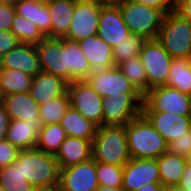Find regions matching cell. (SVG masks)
Here are the masks:
<instances>
[{"instance_id": "cell-1", "label": "cell", "mask_w": 191, "mask_h": 191, "mask_svg": "<svg viewBox=\"0 0 191 191\" xmlns=\"http://www.w3.org/2000/svg\"><path fill=\"white\" fill-rule=\"evenodd\" d=\"M16 161L21 164L23 177L39 191H53L59 185L60 167L54 154L26 149Z\"/></svg>"}, {"instance_id": "cell-2", "label": "cell", "mask_w": 191, "mask_h": 191, "mask_svg": "<svg viewBox=\"0 0 191 191\" xmlns=\"http://www.w3.org/2000/svg\"><path fill=\"white\" fill-rule=\"evenodd\" d=\"M131 158L157 159L168 151V144L141 113L125 125Z\"/></svg>"}, {"instance_id": "cell-3", "label": "cell", "mask_w": 191, "mask_h": 191, "mask_svg": "<svg viewBox=\"0 0 191 191\" xmlns=\"http://www.w3.org/2000/svg\"><path fill=\"white\" fill-rule=\"evenodd\" d=\"M92 159L95 162L124 166L131 159L125 126L97 127L92 141Z\"/></svg>"}, {"instance_id": "cell-4", "label": "cell", "mask_w": 191, "mask_h": 191, "mask_svg": "<svg viewBox=\"0 0 191 191\" xmlns=\"http://www.w3.org/2000/svg\"><path fill=\"white\" fill-rule=\"evenodd\" d=\"M156 40L172 58H189L191 23L175 10L168 12Z\"/></svg>"}, {"instance_id": "cell-5", "label": "cell", "mask_w": 191, "mask_h": 191, "mask_svg": "<svg viewBox=\"0 0 191 191\" xmlns=\"http://www.w3.org/2000/svg\"><path fill=\"white\" fill-rule=\"evenodd\" d=\"M124 23L130 34L156 39L161 28L164 14L155 8L130 0L119 7Z\"/></svg>"}, {"instance_id": "cell-6", "label": "cell", "mask_w": 191, "mask_h": 191, "mask_svg": "<svg viewBox=\"0 0 191 191\" xmlns=\"http://www.w3.org/2000/svg\"><path fill=\"white\" fill-rule=\"evenodd\" d=\"M141 112H170L191 116V95L168 85L153 87L143 96Z\"/></svg>"}, {"instance_id": "cell-7", "label": "cell", "mask_w": 191, "mask_h": 191, "mask_svg": "<svg viewBox=\"0 0 191 191\" xmlns=\"http://www.w3.org/2000/svg\"><path fill=\"white\" fill-rule=\"evenodd\" d=\"M143 96L140 93H122L102 98V125L125 126L141 114Z\"/></svg>"}, {"instance_id": "cell-8", "label": "cell", "mask_w": 191, "mask_h": 191, "mask_svg": "<svg viewBox=\"0 0 191 191\" xmlns=\"http://www.w3.org/2000/svg\"><path fill=\"white\" fill-rule=\"evenodd\" d=\"M147 76L148 91L153 87L167 85L172 57L156 40H147L139 54Z\"/></svg>"}, {"instance_id": "cell-9", "label": "cell", "mask_w": 191, "mask_h": 191, "mask_svg": "<svg viewBox=\"0 0 191 191\" xmlns=\"http://www.w3.org/2000/svg\"><path fill=\"white\" fill-rule=\"evenodd\" d=\"M70 107L77 110L97 127L102 126V96L86 80H77L67 85Z\"/></svg>"}, {"instance_id": "cell-10", "label": "cell", "mask_w": 191, "mask_h": 191, "mask_svg": "<svg viewBox=\"0 0 191 191\" xmlns=\"http://www.w3.org/2000/svg\"><path fill=\"white\" fill-rule=\"evenodd\" d=\"M102 6L98 0H77L68 34L64 38L79 41L97 34Z\"/></svg>"}, {"instance_id": "cell-11", "label": "cell", "mask_w": 191, "mask_h": 191, "mask_svg": "<svg viewBox=\"0 0 191 191\" xmlns=\"http://www.w3.org/2000/svg\"><path fill=\"white\" fill-rule=\"evenodd\" d=\"M58 186L67 191H96L99 186L96 162L91 158L77 165L60 168Z\"/></svg>"}, {"instance_id": "cell-12", "label": "cell", "mask_w": 191, "mask_h": 191, "mask_svg": "<svg viewBox=\"0 0 191 191\" xmlns=\"http://www.w3.org/2000/svg\"><path fill=\"white\" fill-rule=\"evenodd\" d=\"M89 85L102 97L139 93L117 66L93 71L86 79Z\"/></svg>"}, {"instance_id": "cell-13", "label": "cell", "mask_w": 191, "mask_h": 191, "mask_svg": "<svg viewBox=\"0 0 191 191\" xmlns=\"http://www.w3.org/2000/svg\"><path fill=\"white\" fill-rule=\"evenodd\" d=\"M43 72L62 78L66 82V52L64 37H45L36 44Z\"/></svg>"}, {"instance_id": "cell-14", "label": "cell", "mask_w": 191, "mask_h": 191, "mask_svg": "<svg viewBox=\"0 0 191 191\" xmlns=\"http://www.w3.org/2000/svg\"><path fill=\"white\" fill-rule=\"evenodd\" d=\"M150 183H160L157 159L131 158L123 166V184L125 191H136Z\"/></svg>"}, {"instance_id": "cell-15", "label": "cell", "mask_w": 191, "mask_h": 191, "mask_svg": "<svg viewBox=\"0 0 191 191\" xmlns=\"http://www.w3.org/2000/svg\"><path fill=\"white\" fill-rule=\"evenodd\" d=\"M165 139L167 144L191 129V116L168 112H141Z\"/></svg>"}, {"instance_id": "cell-16", "label": "cell", "mask_w": 191, "mask_h": 191, "mask_svg": "<svg viewBox=\"0 0 191 191\" xmlns=\"http://www.w3.org/2000/svg\"><path fill=\"white\" fill-rule=\"evenodd\" d=\"M129 35L130 31L123 21L119 7L102 6L97 36L114 48Z\"/></svg>"}, {"instance_id": "cell-17", "label": "cell", "mask_w": 191, "mask_h": 191, "mask_svg": "<svg viewBox=\"0 0 191 191\" xmlns=\"http://www.w3.org/2000/svg\"><path fill=\"white\" fill-rule=\"evenodd\" d=\"M1 68L16 69L30 76L41 70L36 44L20 43L0 59Z\"/></svg>"}, {"instance_id": "cell-18", "label": "cell", "mask_w": 191, "mask_h": 191, "mask_svg": "<svg viewBox=\"0 0 191 191\" xmlns=\"http://www.w3.org/2000/svg\"><path fill=\"white\" fill-rule=\"evenodd\" d=\"M2 105L5 107L11 120L42 122L40 107L29 92H19L3 96Z\"/></svg>"}, {"instance_id": "cell-19", "label": "cell", "mask_w": 191, "mask_h": 191, "mask_svg": "<svg viewBox=\"0 0 191 191\" xmlns=\"http://www.w3.org/2000/svg\"><path fill=\"white\" fill-rule=\"evenodd\" d=\"M67 85L68 83L62 78L40 71L33 77L29 93L40 106L62 96L67 91Z\"/></svg>"}, {"instance_id": "cell-20", "label": "cell", "mask_w": 191, "mask_h": 191, "mask_svg": "<svg viewBox=\"0 0 191 191\" xmlns=\"http://www.w3.org/2000/svg\"><path fill=\"white\" fill-rule=\"evenodd\" d=\"M78 44L92 71L114 66L113 48L106 44L97 34L79 40Z\"/></svg>"}, {"instance_id": "cell-21", "label": "cell", "mask_w": 191, "mask_h": 191, "mask_svg": "<svg viewBox=\"0 0 191 191\" xmlns=\"http://www.w3.org/2000/svg\"><path fill=\"white\" fill-rule=\"evenodd\" d=\"M59 167H69L83 163L92 158V142L81 138L67 136L55 154Z\"/></svg>"}, {"instance_id": "cell-22", "label": "cell", "mask_w": 191, "mask_h": 191, "mask_svg": "<svg viewBox=\"0 0 191 191\" xmlns=\"http://www.w3.org/2000/svg\"><path fill=\"white\" fill-rule=\"evenodd\" d=\"M42 122L11 120L7 129L6 140L20 150L36 148Z\"/></svg>"}, {"instance_id": "cell-23", "label": "cell", "mask_w": 191, "mask_h": 191, "mask_svg": "<svg viewBox=\"0 0 191 191\" xmlns=\"http://www.w3.org/2000/svg\"><path fill=\"white\" fill-rule=\"evenodd\" d=\"M66 52V82L86 80L93 72L78 41L64 38Z\"/></svg>"}, {"instance_id": "cell-24", "label": "cell", "mask_w": 191, "mask_h": 191, "mask_svg": "<svg viewBox=\"0 0 191 191\" xmlns=\"http://www.w3.org/2000/svg\"><path fill=\"white\" fill-rule=\"evenodd\" d=\"M77 0H51L47 8L51 17V37L63 38L68 34Z\"/></svg>"}, {"instance_id": "cell-25", "label": "cell", "mask_w": 191, "mask_h": 191, "mask_svg": "<svg viewBox=\"0 0 191 191\" xmlns=\"http://www.w3.org/2000/svg\"><path fill=\"white\" fill-rule=\"evenodd\" d=\"M157 163L160 183L164 189L176 188L186 167V158L166 151L157 158Z\"/></svg>"}, {"instance_id": "cell-26", "label": "cell", "mask_w": 191, "mask_h": 191, "mask_svg": "<svg viewBox=\"0 0 191 191\" xmlns=\"http://www.w3.org/2000/svg\"><path fill=\"white\" fill-rule=\"evenodd\" d=\"M15 13L35 23L45 37H51V17L47 5L33 0H18L14 4Z\"/></svg>"}, {"instance_id": "cell-27", "label": "cell", "mask_w": 191, "mask_h": 191, "mask_svg": "<svg viewBox=\"0 0 191 191\" xmlns=\"http://www.w3.org/2000/svg\"><path fill=\"white\" fill-rule=\"evenodd\" d=\"M59 124L64 128L67 136L92 142L96 135L97 126L72 107L67 110Z\"/></svg>"}, {"instance_id": "cell-28", "label": "cell", "mask_w": 191, "mask_h": 191, "mask_svg": "<svg viewBox=\"0 0 191 191\" xmlns=\"http://www.w3.org/2000/svg\"><path fill=\"white\" fill-rule=\"evenodd\" d=\"M33 76L23 71L0 67V93L3 96L30 91Z\"/></svg>"}, {"instance_id": "cell-29", "label": "cell", "mask_w": 191, "mask_h": 191, "mask_svg": "<svg viewBox=\"0 0 191 191\" xmlns=\"http://www.w3.org/2000/svg\"><path fill=\"white\" fill-rule=\"evenodd\" d=\"M167 85L191 95V60L189 58L172 59Z\"/></svg>"}, {"instance_id": "cell-30", "label": "cell", "mask_w": 191, "mask_h": 191, "mask_svg": "<svg viewBox=\"0 0 191 191\" xmlns=\"http://www.w3.org/2000/svg\"><path fill=\"white\" fill-rule=\"evenodd\" d=\"M0 186L4 191H39L23 177L21 164L16 160L11 165L0 168Z\"/></svg>"}, {"instance_id": "cell-31", "label": "cell", "mask_w": 191, "mask_h": 191, "mask_svg": "<svg viewBox=\"0 0 191 191\" xmlns=\"http://www.w3.org/2000/svg\"><path fill=\"white\" fill-rule=\"evenodd\" d=\"M66 137L65 130L59 123L43 125L38 134L36 148L55 155Z\"/></svg>"}, {"instance_id": "cell-32", "label": "cell", "mask_w": 191, "mask_h": 191, "mask_svg": "<svg viewBox=\"0 0 191 191\" xmlns=\"http://www.w3.org/2000/svg\"><path fill=\"white\" fill-rule=\"evenodd\" d=\"M117 67L142 96L148 92L147 76L139 56L129 58Z\"/></svg>"}, {"instance_id": "cell-33", "label": "cell", "mask_w": 191, "mask_h": 191, "mask_svg": "<svg viewBox=\"0 0 191 191\" xmlns=\"http://www.w3.org/2000/svg\"><path fill=\"white\" fill-rule=\"evenodd\" d=\"M39 107L43 125L59 123L70 108L69 95L66 91L62 96L54 98Z\"/></svg>"}, {"instance_id": "cell-34", "label": "cell", "mask_w": 191, "mask_h": 191, "mask_svg": "<svg viewBox=\"0 0 191 191\" xmlns=\"http://www.w3.org/2000/svg\"><path fill=\"white\" fill-rule=\"evenodd\" d=\"M10 30L20 43L38 44L45 38L35 23L18 14H15Z\"/></svg>"}, {"instance_id": "cell-35", "label": "cell", "mask_w": 191, "mask_h": 191, "mask_svg": "<svg viewBox=\"0 0 191 191\" xmlns=\"http://www.w3.org/2000/svg\"><path fill=\"white\" fill-rule=\"evenodd\" d=\"M146 42L147 39L145 37L130 34L126 40H123L113 48L114 66H118L129 58L139 56Z\"/></svg>"}, {"instance_id": "cell-36", "label": "cell", "mask_w": 191, "mask_h": 191, "mask_svg": "<svg viewBox=\"0 0 191 191\" xmlns=\"http://www.w3.org/2000/svg\"><path fill=\"white\" fill-rule=\"evenodd\" d=\"M99 186L120 188L123 184V166L96 162Z\"/></svg>"}, {"instance_id": "cell-37", "label": "cell", "mask_w": 191, "mask_h": 191, "mask_svg": "<svg viewBox=\"0 0 191 191\" xmlns=\"http://www.w3.org/2000/svg\"><path fill=\"white\" fill-rule=\"evenodd\" d=\"M168 151L172 154L186 158L191 153V129L183 136L168 144Z\"/></svg>"}, {"instance_id": "cell-38", "label": "cell", "mask_w": 191, "mask_h": 191, "mask_svg": "<svg viewBox=\"0 0 191 191\" xmlns=\"http://www.w3.org/2000/svg\"><path fill=\"white\" fill-rule=\"evenodd\" d=\"M20 149L12 145L9 141L0 142V168L11 165L20 153Z\"/></svg>"}, {"instance_id": "cell-39", "label": "cell", "mask_w": 191, "mask_h": 191, "mask_svg": "<svg viewBox=\"0 0 191 191\" xmlns=\"http://www.w3.org/2000/svg\"><path fill=\"white\" fill-rule=\"evenodd\" d=\"M19 44L18 38L11 30H0V59Z\"/></svg>"}, {"instance_id": "cell-40", "label": "cell", "mask_w": 191, "mask_h": 191, "mask_svg": "<svg viewBox=\"0 0 191 191\" xmlns=\"http://www.w3.org/2000/svg\"><path fill=\"white\" fill-rule=\"evenodd\" d=\"M13 4L0 3V30H10L15 16Z\"/></svg>"}, {"instance_id": "cell-41", "label": "cell", "mask_w": 191, "mask_h": 191, "mask_svg": "<svg viewBox=\"0 0 191 191\" xmlns=\"http://www.w3.org/2000/svg\"><path fill=\"white\" fill-rule=\"evenodd\" d=\"M150 8L160 10L164 15L173 11L171 0H133Z\"/></svg>"}, {"instance_id": "cell-42", "label": "cell", "mask_w": 191, "mask_h": 191, "mask_svg": "<svg viewBox=\"0 0 191 191\" xmlns=\"http://www.w3.org/2000/svg\"><path fill=\"white\" fill-rule=\"evenodd\" d=\"M11 118L7 113L5 107L0 104V142L6 140L8 126L10 125Z\"/></svg>"}, {"instance_id": "cell-43", "label": "cell", "mask_w": 191, "mask_h": 191, "mask_svg": "<svg viewBox=\"0 0 191 191\" xmlns=\"http://www.w3.org/2000/svg\"><path fill=\"white\" fill-rule=\"evenodd\" d=\"M176 188L180 189L181 191H191V167L186 165L180 182Z\"/></svg>"}, {"instance_id": "cell-44", "label": "cell", "mask_w": 191, "mask_h": 191, "mask_svg": "<svg viewBox=\"0 0 191 191\" xmlns=\"http://www.w3.org/2000/svg\"><path fill=\"white\" fill-rule=\"evenodd\" d=\"M182 17L191 23V0H187L175 9Z\"/></svg>"}, {"instance_id": "cell-45", "label": "cell", "mask_w": 191, "mask_h": 191, "mask_svg": "<svg viewBox=\"0 0 191 191\" xmlns=\"http://www.w3.org/2000/svg\"><path fill=\"white\" fill-rule=\"evenodd\" d=\"M136 191H166L161 183H150L143 185Z\"/></svg>"}, {"instance_id": "cell-46", "label": "cell", "mask_w": 191, "mask_h": 191, "mask_svg": "<svg viewBox=\"0 0 191 191\" xmlns=\"http://www.w3.org/2000/svg\"><path fill=\"white\" fill-rule=\"evenodd\" d=\"M103 6L106 7H120L130 0H98Z\"/></svg>"}, {"instance_id": "cell-47", "label": "cell", "mask_w": 191, "mask_h": 191, "mask_svg": "<svg viewBox=\"0 0 191 191\" xmlns=\"http://www.w3.org/2000/svg\"><path fill=\"white\" fill-rule=\"evenodd\" d=\"M96 191H125L122 187L120 188H111L108 186H98Z\"/></svg>"}, {"instance_id": "cell-48", "label": "cell", "mask_w": 191, "mask_h": 191, "mask_svg": "<svg viewBox=\"0 0 191 191\" xmlns=\"http://www.w3.org/2000/svg\"><path fill=\"white\" fill-rule=\"evenodd\" d=\"M187 0H171L172 9L175 10L178 6Z\"/></svg>"}, {"instance_id": "cell-49", "label": "cell", "mask_w": 191, "mask_h": 191, "mask_svg": "<svg viewBox=\"0 0 191 191\" xmlns=\"http://www.w3.org/2000/svg\"><path fill=\"white\" fill-rule=\"evenodd\" d=\"M34 2L42 5H47L51 0H33Z\"/></svg>"}, {"instance_id": "cell-50", "label": "cell", "mask_w": 191, "mask_h": 191, "mask_svg": "<svg viewBox=\"0 0 191 191\" xmlns=\"http://www.w3.org/2000/svg\"><path fill=\"white\" fill-rule=\"evenodd\" d=\"M18 0H0V3L15 4Z\"/></svg>"}, {"instance_id": "cell-51", "label": "cell", "mask_w": 191, "mask_h": 191, "mask_svg": "<svg viewBox=\"0 0 191 191\" xmlns=\"http://www.w3.org/2000/svg\"><path fill=\"white\" fill-rule=\"evenodd\" d=\"M186 165L191 167V153L186 156Z\"/></svg>"}, {"instance_id": "cell-52", "label": "cell", "mask_w": 191, "mask_h": 191, "mask_svg": "<svg viewBox=\"0 0 191 191\" xmlns=\"http://www.w3.org/2000/svg\"><path fill=\"white\" fill-rule=\"evenodd\" d=\"M53 191H67V190H63L59 186H57Z\"/></svg>"}, {"instance_id": "cell-53", "label": "cell", "mask_w": 191, "mask_h": 191, "mask_svg": "<svg viewBox=\"0 0 191 191\" xmlns=\"http://www.w3.org/2000/svg\"><path fill=\"white\" fill-rule=\"evenodd\" d=\"M166 191H181L180 189H177V188H171V189H168Z\"/></svg>"}, {"instance_id": "cell-54", "label": "cell", "mask_w": 191, "mask_h": 191, "mask_svg": "<svg viewBox=\"0 0 191 191\" xmlns=\"http://www.w3.org/2000/svg\"><path fill=\"white\" fill-rule=\"evenodd\" d=\"M0 104H2V95L0 93Z\"/></svg>"}, {"instance_id": "cell-55", "label": "cell", "mask_w": 191, "mask_h": 191, "mask_svg": "<svg viewBox=\"0 0 191 191\" xmlns=\"http://www.w3.org/2000/svg\"><path fill=\"white\" fill-rule=\"evenodd\" d=\"M189 59L191 60V49H190V53H189Z\"/></svg>"}]
</instances>
